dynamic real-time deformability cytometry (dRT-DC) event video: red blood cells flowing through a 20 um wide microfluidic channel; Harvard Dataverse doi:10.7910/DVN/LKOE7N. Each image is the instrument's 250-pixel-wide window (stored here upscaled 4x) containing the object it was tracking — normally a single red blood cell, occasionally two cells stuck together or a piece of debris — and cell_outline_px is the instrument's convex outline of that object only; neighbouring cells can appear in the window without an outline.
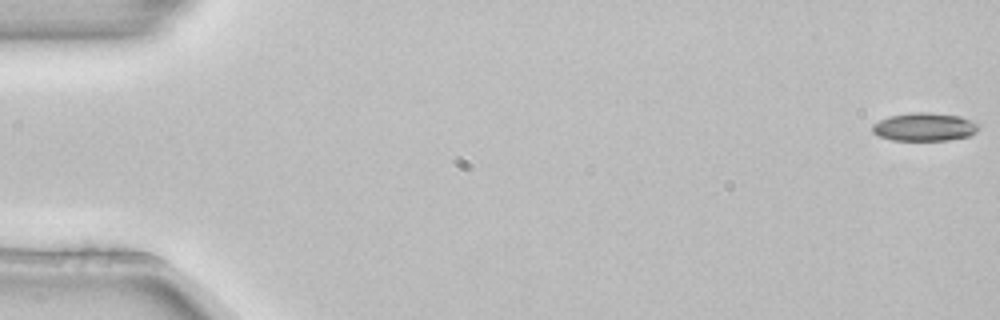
{"species": "common noctule bat (a hibernating species)", "species_latin": "Nyctalus noctula", "temperature_condition": "room temperature", "stored_images_in_passage": 4, "camera_frame_rate_fps": 3000, "um_per_image_px": 0.085, "animal": {"sex": "female", "body_mass_g": 22.7, "forearm_length_mm": 54.2}, "frame": {"image": 1, "passage_image": 1, "time_ms": 0.0, "image_size_px": [1000, 320], "cell_outline_px": [[980, 124], [976, 132], [968, 136], [948, 140], [892, 140], [880, 136], [872, 132], [872, 124], [888, 116], [912, 112], [928, 112], [960, 116]], "centroid_in_image_um": [78.57, 10.78], "position_along_channel_um": 6.4, "area_um2": 17.46}}
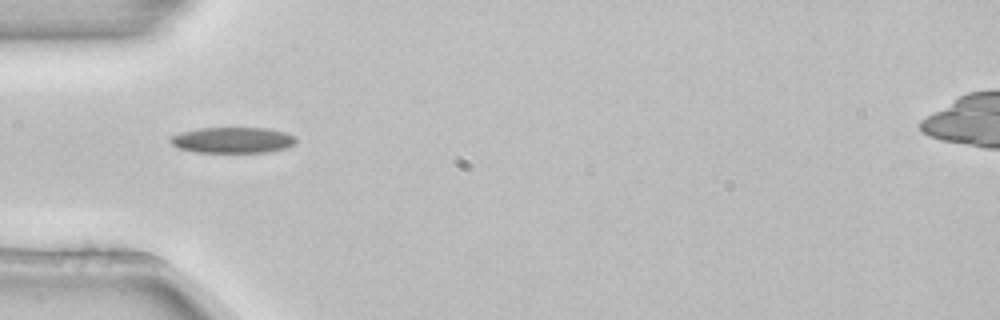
{"frame": {"image": 2, "passage_image": 4, "time_ms": 1.0, "image_size_px": [1000, 320], "cell_outline_px": [[296, 144], [288, 148], [268, 152], [196, 152], [180, 148], [172, 144], [172, 136], [180, 132], [200, 128], [264, 128], [288, 132], [296, 136]], "centroid_in_image_um": [19.87, 11.91], "position_along_channel_um": 65.1, "area_um2": 18.96}}